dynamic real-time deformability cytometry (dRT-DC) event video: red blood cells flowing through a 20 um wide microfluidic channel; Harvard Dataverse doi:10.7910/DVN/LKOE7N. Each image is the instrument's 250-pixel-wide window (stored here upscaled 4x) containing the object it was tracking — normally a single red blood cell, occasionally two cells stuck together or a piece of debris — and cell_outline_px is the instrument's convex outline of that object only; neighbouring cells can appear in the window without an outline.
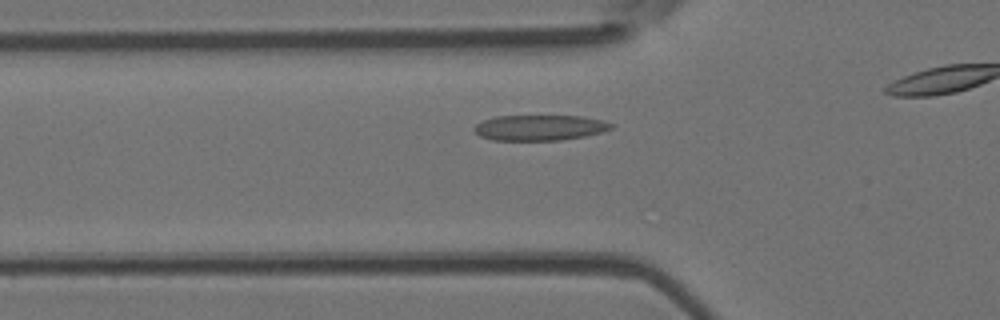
{"species": "Egyptian fruit bat (a non-hibernating species)", "species_latin": "Rousettus aegyptiacus", "temperature_condition": "room temperature", "stored_images_in_passage": 23, "camera_frame_rate_fps": 3000, "um_per_image_px": 0.085, "animal": {"sex": "female"}, "frame": {"image": 1, "passage_image": 8, "time_ms": 2.333, "image_size_px": [1000, 320], "cell_outline_px": [[612, 128], [600, 132], [584, 136], [560, 140], [492, 140], [480, 136], [472, 128], [476, 124], [484, 120], [496, 116], [580, 116], [604, 120], [612, 124]], "centroid_in_image_um": [45.85, 10.85], "position_along_channel_um": 80.0, "area_um2": 20.23}}
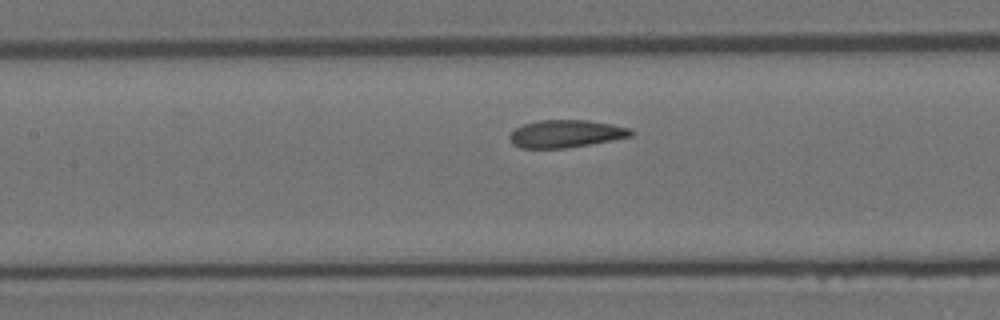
{"frame": {"image": 2, "passage_image": 14, "time_ms": 4.333, "image_size_px": [1000, 320], "cell_outline_px": [[636, 132], [632, 136], [568, 148], [520, 148], [512, 144], [508, 136], [516, 128], [524, 124], [540, 120], [588, 120], [632, 128]], "centroid_in_image_um": [48.11, 11.37], "position_along_channel_um": 159.3, "area_um2": 19.54}}
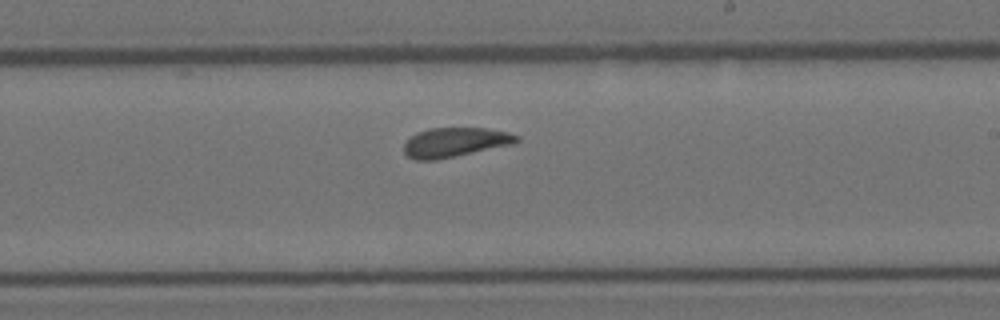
{"frame": {"image": 3, "passage_image": 21, "time_ms": 6.667, "image_size_px": [1000, 320], "cell_outline_px": [[520, 140], [512, 144], [436, 160], [416, 160], [408, 156], [404, 152], [404, 144], [416, 132], [428, 128], [488, 128], [508, 132], [520, 136]], "centroid_in_image_um": [38.68, 12.08], "position_along_channel_um": 250.3, "area_um2": 19.25}}